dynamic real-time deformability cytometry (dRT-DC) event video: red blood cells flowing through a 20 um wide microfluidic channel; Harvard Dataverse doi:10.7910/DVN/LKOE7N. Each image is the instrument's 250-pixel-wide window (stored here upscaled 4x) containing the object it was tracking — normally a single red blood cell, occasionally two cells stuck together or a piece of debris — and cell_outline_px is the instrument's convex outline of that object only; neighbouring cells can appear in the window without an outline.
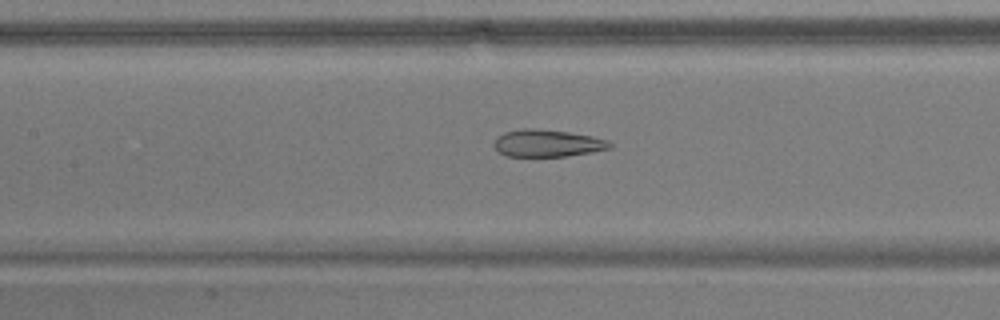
{"species": "common noctule bat (a hibernating species)", "species_latin": "Nyctalus noctula", "temperature_condition": "warm", "stored_images_in_passage": 41, "camera_frame_rate_fps": 3000, "um_per_image_px": 0.085, "animal": {"sex": "male", "body_mass_g": 17.9}, "frame": {"image": 1, "passage_image": 12, "time_ms": 3.667, "image_size_px": [1000, 320], "cell_outline_px": [[612, 148], [592, 152], [564, 156], [508, 156], [500, 152], [492, 144], [504, 132], [524, 128], [532, 128], [568, 132], [592, 136], [608, 140], [612, 144]], "centroid_in_image_um": [46.56, 12.17], "position_along_channel_um": 160.8, "area_um2": 18.15}}
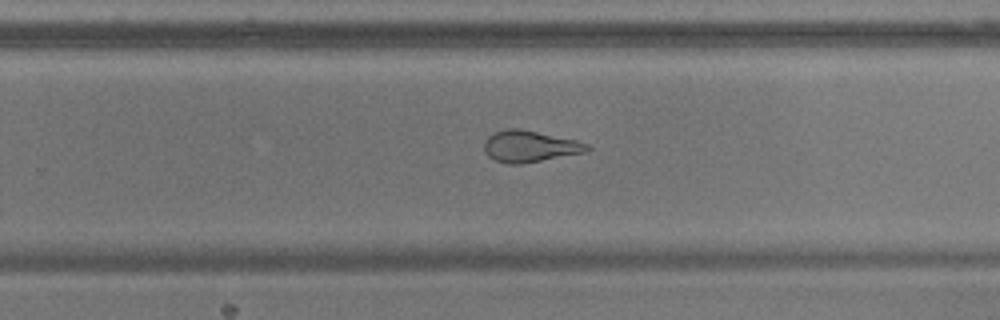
{"frame": {"image": 2, "passage_image": 22, "time_ms": 7.0, "image_size_px": [1000, 320], "cell_outline_px": [[592, 148], [584, 152], [520, 164], [508, 164], [496, 160], [488, 156], [484, 148], [484, 140], [488, 136], [496, 132], [508, 128], [520, 128], [576, 140], [588, 144]], "centroid_in_image_um": [45.01, 12.43], "position_along_channel_um": 284.8, "area_um2": 18.67}}
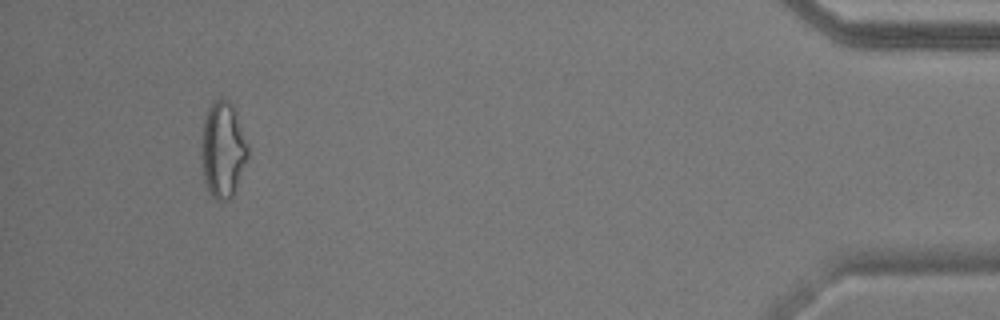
{"frame": {"image": 3, "passage_image": 38, "time_ms": 12.333, "image_size_px": [1000, 320], "cell_outline_px": [[248, 156], [232, 196], [228, 200], [216, 200], [212, 196], [204, 180], [200, 160], [200, 140], [204, 120], [208, 108], [212, 100], [224, 96], [232, 104], [236, 112], [248, 144]], "centroid_in_image_um": [18.91, 12.67], "position_along_channel_um": 416.3, "area_um2": 26.36}, "authors_computed_cell_mechanics": {"area_um2": 20.8658, "velocity_mm_per_s": 3.7331, "shape_relaxation_time_tau1_ms": null, "shape_relaxation_time_tau2_ms": 2.0184, "deformation_change_tau1": null, "deformation_change_tau2": 0.1016}}